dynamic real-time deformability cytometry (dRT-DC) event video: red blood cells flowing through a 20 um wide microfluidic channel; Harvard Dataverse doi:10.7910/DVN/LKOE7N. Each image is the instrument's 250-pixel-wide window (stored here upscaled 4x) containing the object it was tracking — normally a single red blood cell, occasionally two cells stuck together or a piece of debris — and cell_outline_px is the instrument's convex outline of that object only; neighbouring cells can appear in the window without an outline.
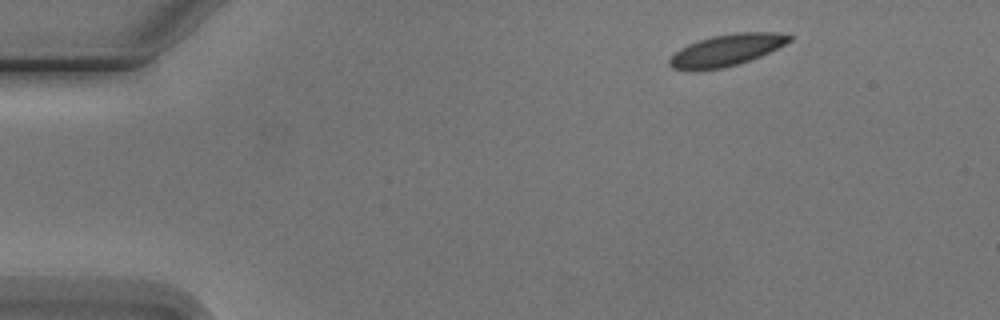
{"species": "Egyptian fruit bat (a non-hibernating species)", "species_latin": "Rousettus aegyptiacus", "temperature_condition": "cold", "stored_images_in_passage": 3, "camera_frame_rate_fps": 3000, "um_per_image_px": 0.085, "animal": {"sex": "male"}, "frame": {"image": 1, "passage_image": 1, "time_ms": 0.0, "image_size_px": [1000, 320], "cell_outline_px": [[796, 36], [792, 40], [760, 56], [736, 64], [720, 68], [692, 72], [672, 68], [668, 64], [668, 60], [680, 48], [688, 44], [712, 36], [736, 32], [780, 32]], "centroid_in_image_um": [61.74, 4.26], "position_along_channel_um": 23.3, "area_um2": 22.14}}